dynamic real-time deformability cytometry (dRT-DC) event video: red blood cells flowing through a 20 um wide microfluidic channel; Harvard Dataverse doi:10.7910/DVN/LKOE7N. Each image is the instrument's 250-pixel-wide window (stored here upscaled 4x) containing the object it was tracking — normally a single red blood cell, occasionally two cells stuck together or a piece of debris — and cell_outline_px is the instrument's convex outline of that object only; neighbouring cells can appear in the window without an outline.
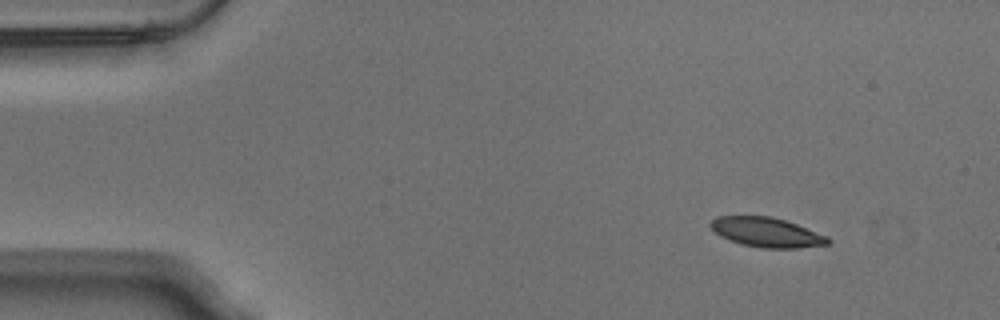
{"species": "Egyptian fruit bat (a non-hibernating species)", "species_latin": "Rousettus aegyptiacus", "temperature_condition": "warm", "stored_images_in_passage": 48, "camera_frame_rate_fps": 3000, "um_per_image_px": 0.085, "animal": {"sex": "male"}, "frame": {"image": 1, "passage_image": 1, "time_ms": 0.0, "image_size_px": [1000, 320], "cell_outline_px": [[832, 240], [828, 244], [796, 248], [764, 248], [740, 244], [720, 236], [708, 224], [716, 216], [772, 216], [796, 224], [828, 236]], "centroid_in_image_um": [65.16, 19.74], "position_along_channel_um": 19.8, "area_um2": 20.17}}
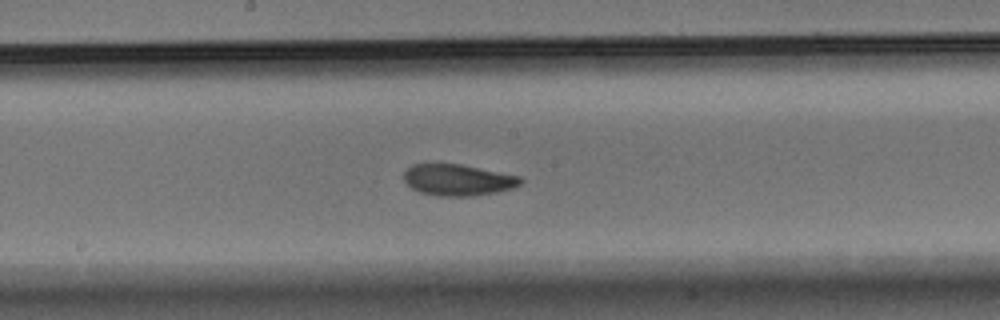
{"frame": {"image": 2, "passage_image": 23, "time_ms": 7.333, "image_size_px": [1000, 320], "cell_outline_px": [[524, 180], [520, 184], [512, 188], [496, 192], [472, 196], [436, 196], [420, 192], [412, 188], [404, 180], [404, 172], [412, 164], [460, 164], [520, 176]], "centroid_in_image_um": [38.92, 15.3], "position_along_channel_um": 209.3, "area_um2": 21.21}}
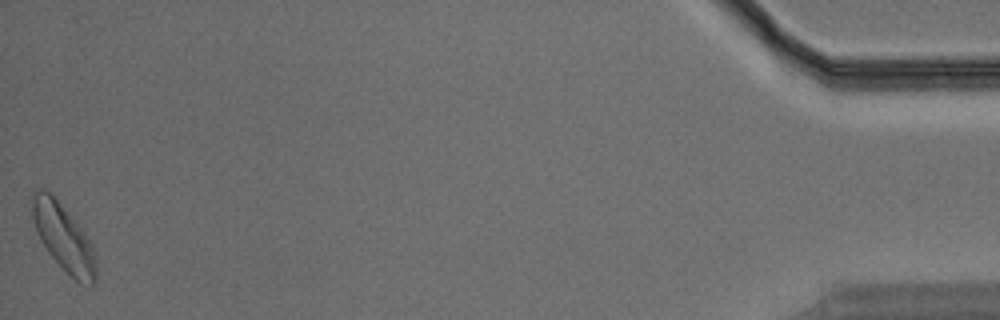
{"frame": {"image": 3, "passage_image": 48, "time_ms": 15.667, "image_size_px": [1000, 320], "cell_outline_px": [[96, 284], [80, 284], [48, 252], [40, 240], [36, 232], [32, 216], [32, 196], [40, 188], [44, 188], [52, 192], [84, 232], [92, 244], [96, 260]], "centroid_in_image_um": [5.4, 20.16], "position_along_channel_um": 429.8, "area_um2": 24.74}, "authors_computed_cell_mechanics": {"area_um2": 21.2993, "velocity_mm_per_s": 3.7883, "shape_relaxation_time_tau1_ms": 2.9459, "shape_relaxation_time_tau2_ms": 4.0546, "deformation_change_tau1": 0.1121, "deformation_change_tau2": 0.1009}}